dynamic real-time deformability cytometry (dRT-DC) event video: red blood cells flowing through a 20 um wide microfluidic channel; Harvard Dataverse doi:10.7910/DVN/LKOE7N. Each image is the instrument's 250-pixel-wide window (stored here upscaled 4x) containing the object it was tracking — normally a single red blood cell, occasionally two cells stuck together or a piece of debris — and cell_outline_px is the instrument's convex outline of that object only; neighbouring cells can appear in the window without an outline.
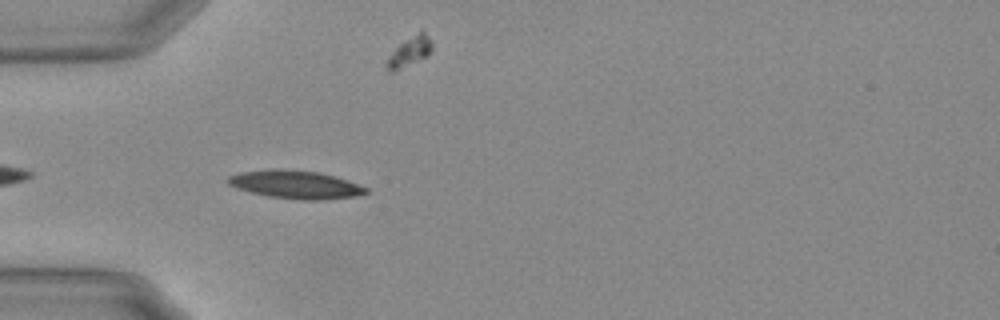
{"species": "Egyptian fruit bat (a non-hibernating species)", "species_latin": "Rousettus aegyptiacus", "temperature_condition": "warm", "stored_images_in_passage": 6, "camera_frame_rate_fps": 3000, "um_per_image_px": 0.085, "animal": {"sex": "female"}, "frame": {"image": 1, "passage_image": 3, "time_ms": 0.667, "image_size_px": [1000, 320], "cell_outline_px": [[368, 192], [352, 196], [320, 200], [300, 200], [268, 196], [236, 188], [228, 184], [228, 176], [240, 172], [272, 168], [276, 168], [320, 172], [336, 176], [368, 188]], "centroid_in_image_um": [25.09, 15.67], "position_along_channel_um": 59.9, "area_um2": 22.54}}